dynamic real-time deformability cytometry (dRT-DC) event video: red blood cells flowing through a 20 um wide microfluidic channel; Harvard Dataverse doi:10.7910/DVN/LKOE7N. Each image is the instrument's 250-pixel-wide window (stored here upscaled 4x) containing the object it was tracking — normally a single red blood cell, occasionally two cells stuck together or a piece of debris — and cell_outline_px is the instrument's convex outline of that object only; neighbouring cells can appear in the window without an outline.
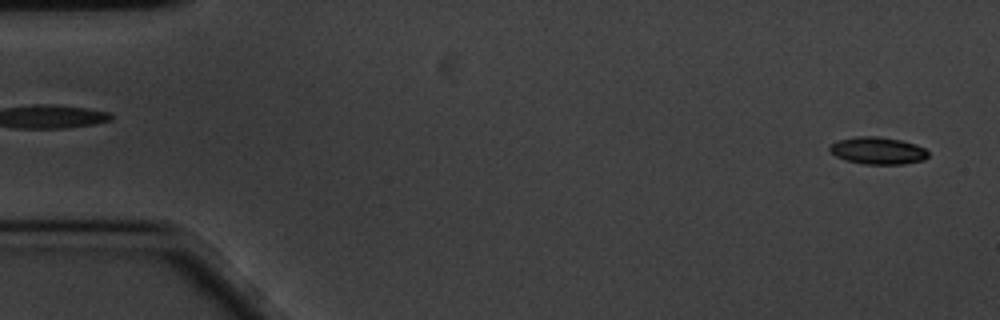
{"species": "common noctule bat (a hibernating species)", "species_latin": "Nyctalus noctula", "temperature_condition": "cold", "stored_images_in_passage": 58, "camera_frame_rate_fps": 3000, "um_per_image_px": 0.085, "animal": {"sex": "male", "body_mass_g": 20.1, "forearm_length_mm": 53.5}, "frame": {"image": 1, "passage_image": 2, "time_ms": 0.333, "image_size_px": [1000, 320], "cell_outline_px": [[928, 156], [924, 160], [904, 164], [864, 164], [844, 160], [828, 152], [828, 144], [836, 140], [856, 136], [876, 136], [900, 140], [916, 144], [924, 148], [928, 152]], "centroid_in_image_um": [74.55, 12.8], "position_along_channel_um": 10.5, "area_um2": 15.9}}
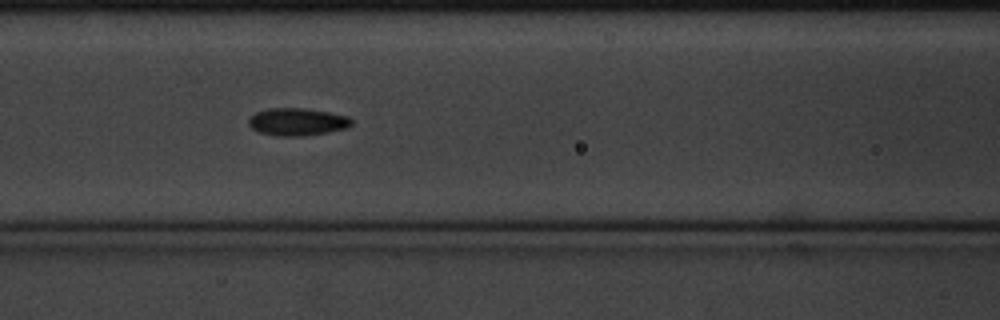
{"frame": {"image": 2, "passage_image": 24, "time_ms": 7.667, "image_size_px": [1000, 320], "cell_outline_px": [[352, 124], [348, 128], [328, 132], [304, 136], [276, 136], [260, 132], [252, 128], [248, 124], [248, 120], [256, 112], [268, 108], [300, 108], [328, 112], [348, 116], [352, 120]], "centroid_in_image_um": [25.27, 10.36], "position_along_channel_um": 141.3, "area_um2": 16.47}}
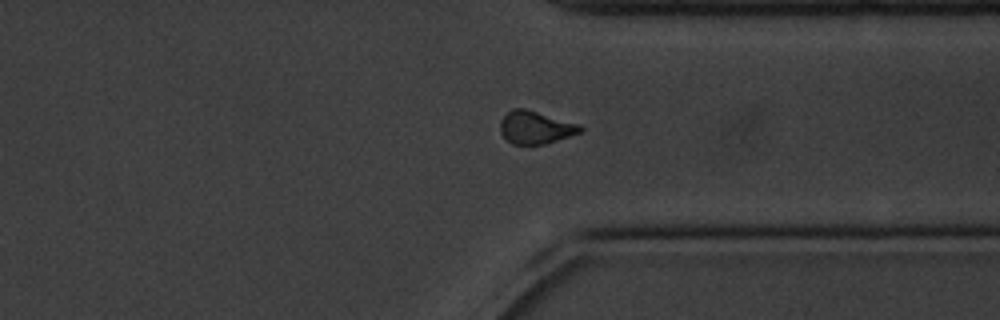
{"frame": {"image": 3, "passage_image": 44, "time_ms": 14.333, "image_size_px": [1000, 320], "cell_outline_px": [[584, 128], [580, 132], [544, 144], [512, 144], [500, 132], [500, 120], [512, 108], [524, 108], [580, 124]], "centroid_in_image_um": [45.5, 10.82], "position_along_channel_um": 365.9, "area_um2": 15.09}, "authors_computed_cell_mechanics": {"area_um2": 15.6349, "velocity_mm_per_s": 3.3855, "shape_relaxation_time_tau1_ms": 2.6789, "shape_relaxation_time_tau2_ms": 4.8369, "deformation_change_tau1": 0.1011, "deformation_change_tau2": 0.0875}}